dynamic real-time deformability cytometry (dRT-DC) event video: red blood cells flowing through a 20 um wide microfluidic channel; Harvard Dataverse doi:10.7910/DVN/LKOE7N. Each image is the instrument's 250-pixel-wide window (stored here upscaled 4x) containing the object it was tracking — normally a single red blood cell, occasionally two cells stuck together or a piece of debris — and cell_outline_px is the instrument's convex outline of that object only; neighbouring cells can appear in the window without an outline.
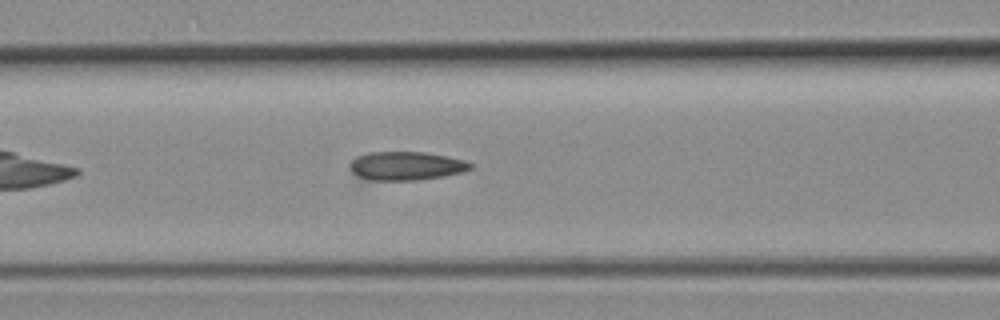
{"species": "common noctule bat (a hibernating species)", "species_latin": "Nyctalus noctula", "temperature_condition": "room temperature", "stored_images_in_passage": 18, "camera_frame_rate_fps": 3000, "um_per_image_px": 0.085, "animal": {"sex": "female", "body_mass_g": 19.3, "forearm_length_mm": 54.1}, "frame": {"image": 1, "passage_image": 8, "time_ms": 2.333, "image_size_px": [1000, 320], "cell_outline_px": [[476, 164], [472, 168], [464, 172], [444, 176], [416, 180], [360, 180], [348, 168], [348, 164], [356, 156], [368, 152], [424, 152], [464, 160]], "centroid_in_image_um": [34.47, 14.11], "position_along_channel_um": 132.1, "area_um2": 20.46}}
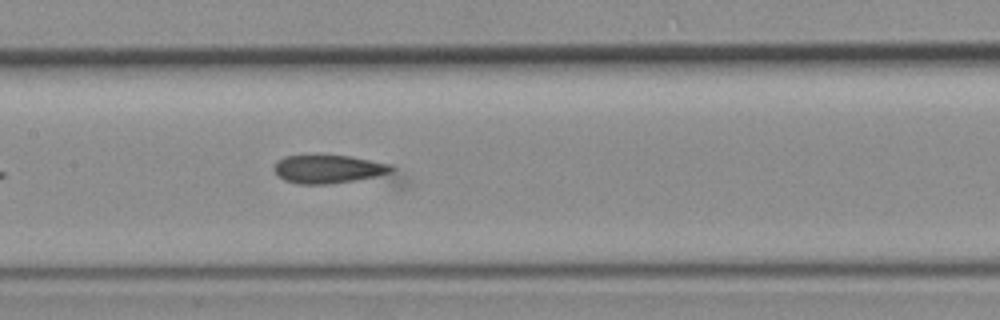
{"frame": {"image": 2, "passage_image": 11, "time_ms": 3.333, "image_size_px": [1000, 320], "cell_outline_px": [[412, 184], [408, 188], [400, 192], [296, 184], [284, 180], [272, 168], [284, 156], [348, 156], [392, 164], [412, 180]], "centroid_in_image_um": [29.1, 14.7], "position_along_channel_um": 178.3, "area_um2": 26.59}}